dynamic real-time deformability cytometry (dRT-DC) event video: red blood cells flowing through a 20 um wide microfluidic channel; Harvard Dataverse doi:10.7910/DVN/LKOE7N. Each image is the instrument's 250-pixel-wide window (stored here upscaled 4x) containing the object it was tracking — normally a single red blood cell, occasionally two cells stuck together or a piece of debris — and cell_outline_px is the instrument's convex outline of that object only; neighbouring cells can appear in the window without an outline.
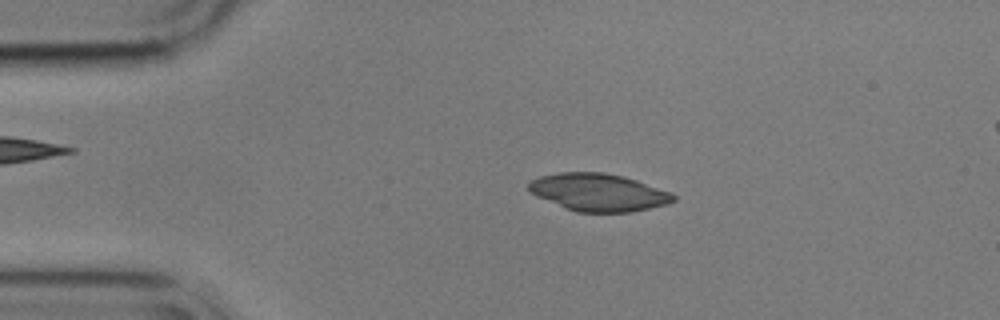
{"species": "common noctule bat (a hibernating species)", "species_latin": "Nyctalus noctula", "temperature_condition": "cold", "stored_images_in_passage": 24, "camera_frame_rate_fps": 3000, "um_per_image_px": 0.085, "animal": {"sex": "male", "body_mass_g": 17.9}, "frame": {"image": 1, "passage_image": 10, "time_ms": 3.0, "image_size_px": [1000, 320], "cell_outline_px": [[676, 200], [668, 204], [628, 212], [576, 212], [564, 208], [536, 196], [528, 192], [528, 180], [540, 176], [556, 172], [604, 172], [624, 176], [672, 192], [676, 196]], "centroid_in_image_um": [50.83, 16.34], "position_along_channel_um": 34.2, "area_um2": 31.96}}